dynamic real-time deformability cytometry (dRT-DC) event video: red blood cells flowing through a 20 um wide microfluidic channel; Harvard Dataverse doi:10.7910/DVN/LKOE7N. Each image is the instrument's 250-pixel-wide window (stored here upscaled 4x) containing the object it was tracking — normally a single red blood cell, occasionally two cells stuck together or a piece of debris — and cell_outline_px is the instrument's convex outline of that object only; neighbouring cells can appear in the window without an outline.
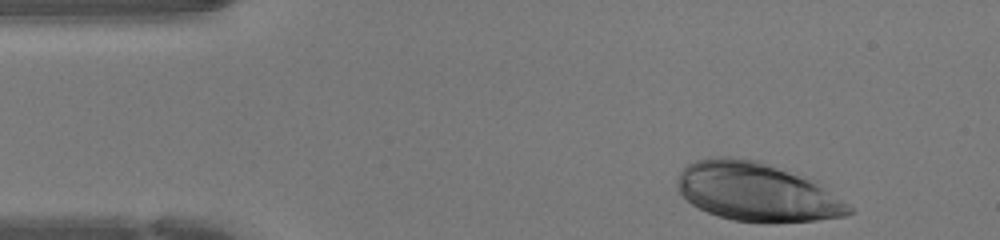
{"species": "human", "species_latin": "Homo sapiens", "temperature_condition": "warm", "stored_images_in_passage": 9, "camera_frame_rate_fps": 3000, "um_per_image_px": 0.085, "donor": {"sex": "female"}, "frame": {"image": 1, "passage_image": 1, "time_ms": 0.0, "image_size_px": [1000, 240], "cell_outline_px": [[852, 212], [844, 216], [816, 220], [732, 220], [708, 212], [692, 204], [680, 192], [676, 184], [676, 180], [680, 172], [688, 164], [696, 160], [716, 156], [728, 156], [760, 160], [816, 180], [848, 204], [852, 208]], "centroid_in_image_um": [64.31, 16.25], "position_along_channel_um": 20.7, "area_um2": 57.92}}